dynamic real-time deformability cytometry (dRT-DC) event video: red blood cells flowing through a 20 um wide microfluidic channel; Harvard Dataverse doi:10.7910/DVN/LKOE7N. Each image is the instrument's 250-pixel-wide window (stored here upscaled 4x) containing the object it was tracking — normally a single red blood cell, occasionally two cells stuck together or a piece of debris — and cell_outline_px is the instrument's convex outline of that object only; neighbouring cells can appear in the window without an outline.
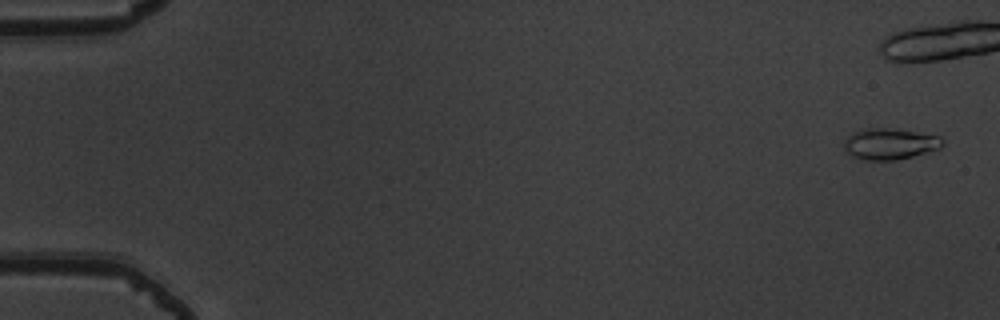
{"species": "common noctule bat (a hibernating species)", "species_latin": "Nyctalus noctula", "temperature_condition": "warm", "stored_images_in_passage": 8, "camera_frame_rate_fps": 3000, "um_per_image_px": 0.085, "animal": {"sex": "male", "body_mass_g": 19.5, "forearm_length_mm": 54.6}, "frame": {"image": 1, "passage_image": 1, "time_ms": 0.0, "image_size_px": [1000, 320], "cell_outline_px": [[944, 144], [940, 148], [928, 152], [896, 160], [864, 160], [852, 156], [844, 152], [844, 140], [852, 132], [864, 128], [896, 128], [940, 136], [944, 140]], "centroid_in_image_um": [75.62, 12.22], "position_along_channel_um": 9.4, "area_um2": 18.21}}
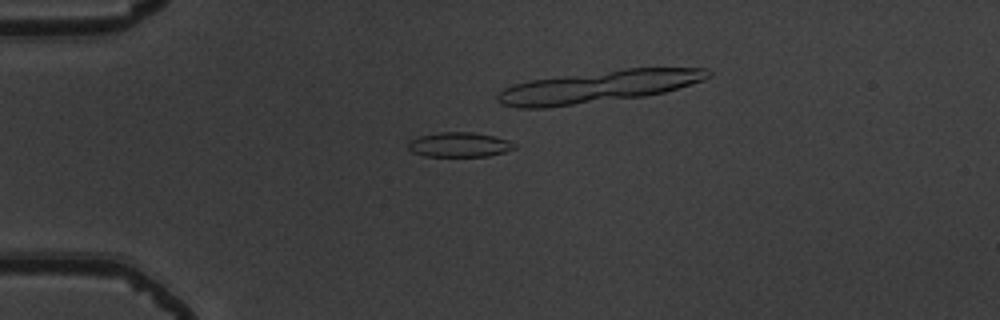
{"frame": {"image": 2, "passage_image": 4, "time_ms": 1.0, "image_size_px": [1000, 320], "cell_outline_px": [[516, 148], [504, 152], [488, 156], [424, 156], [412, 152], [408, 148], [408, 140], [420, 136], [440, 132], [472, 132], [492, 136], [508, 140], [516, 144]], "centroid_in_image_um": [39.02, 12.3], "position_along_channel_um": 46.0, "area_um2": 15.26}}